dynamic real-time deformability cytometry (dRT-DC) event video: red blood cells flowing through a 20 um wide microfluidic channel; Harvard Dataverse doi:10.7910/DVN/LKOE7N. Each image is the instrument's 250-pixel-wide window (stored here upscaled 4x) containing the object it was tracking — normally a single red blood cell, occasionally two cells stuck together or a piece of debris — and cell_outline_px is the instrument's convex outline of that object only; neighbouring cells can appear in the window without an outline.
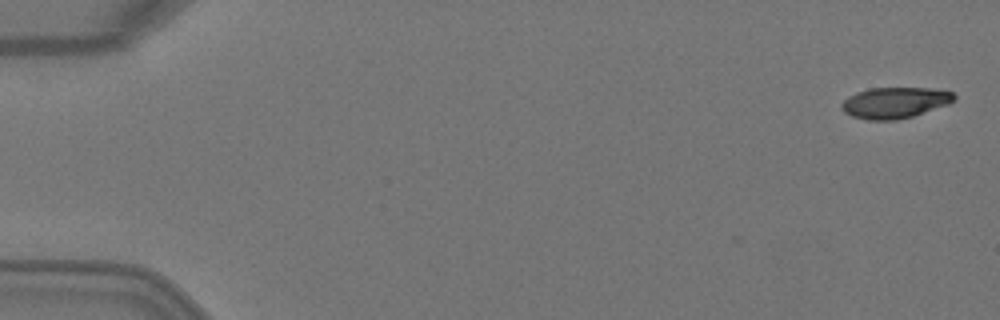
{"species": "Egyptian fruit bat (a non-hibernating species)", "species_latin": "Rousettus aegyptiacus", "temperature_condition": "warm", "stored_images_in_passage": 4, "camera_frame_rate_fps": 3000, "um_per_image_px": 0.085, "animal": {"sex": "female"}, "frame": {"image": 1, "passage_image": 1, "time_ms": 0.0, "image_size_px": [1000, 320], "cell_outline_px": [[956, 96], [948, 104], [912, 116], [896, 120], [868, 120], [852, 116], [844, 112], [840, 108], [840, 104], [848, 96], [856, 92], [872, 88], [932, 88], [952, 92]], "centroid_in_image_um": [76.01, 8.73], "position_along_channel_um": 9.0, "area_um2": 20.23}}
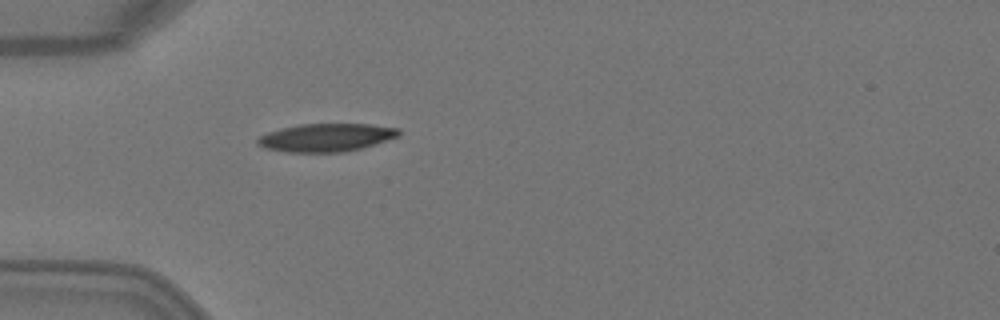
{"frame": {"image": 2, "passage_image": 4, "time_ms": 1.0, "image_size_px": [1000, 320], "cell_outline_px": [[400, 136], [360, 148], [344, 152], [288, 152], [264, 148], [256, 144], [256, 140], [260, 136], [268, 132], [280, 128], [300, 124], [372, 124], [400, 128]], "centroid_in_image_um": [27.72, 11.68], "position_along_channel_um": 57.3, "area_um2": 23.12}}